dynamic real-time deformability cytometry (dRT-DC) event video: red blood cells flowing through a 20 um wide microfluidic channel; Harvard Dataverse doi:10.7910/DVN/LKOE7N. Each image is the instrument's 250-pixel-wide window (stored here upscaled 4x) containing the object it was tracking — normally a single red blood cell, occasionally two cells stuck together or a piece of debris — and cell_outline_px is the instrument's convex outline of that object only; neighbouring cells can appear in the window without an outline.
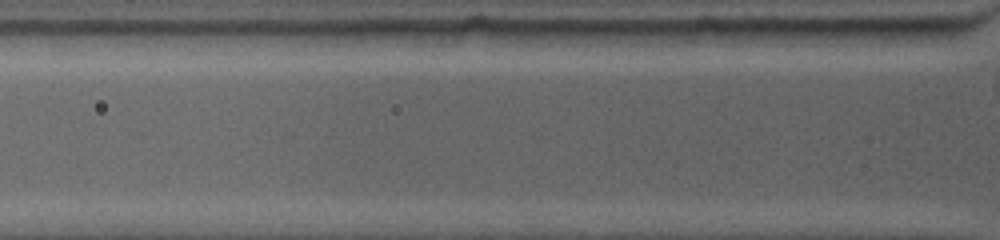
{"species": "common noctule bat (a hibernating species)", "species_latin": "Nyctalus noctula", "temperature_condition": "warm", "stored_images_in_passage": 2, "segment_of_instrument_passage": [2, 2], "camera_frame_rate_fps": 4500, "um_per_image_px": 0.085, "animal": {"sex": "female", "body_mass_g": 19.0, "forearm_length_mm": 53.3}, "frame": {"image": 1, "passage_image": 2, "time_ms": 0.222, "image_size_px": [1000, 240], "cell_outline_px": [[956, 32], [944, 44], [888, 44], [840, 28], [952, 28]], "centroid_in_image_um": [77.05, 2.98], "position_along_channel_um": 48.8, "area_um2": 10.06}}